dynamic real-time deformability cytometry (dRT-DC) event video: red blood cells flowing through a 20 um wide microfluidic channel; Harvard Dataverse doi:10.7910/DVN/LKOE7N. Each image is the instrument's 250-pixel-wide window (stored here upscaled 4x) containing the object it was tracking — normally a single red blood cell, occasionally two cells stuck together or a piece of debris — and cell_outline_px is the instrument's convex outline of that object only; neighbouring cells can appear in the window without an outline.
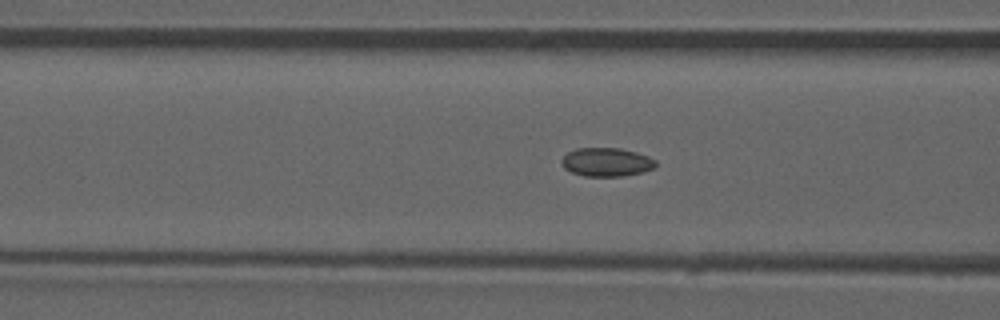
{"species": "common noctule bat (a hibernating species)", "species_latin": "Nyctalus noctula", "temperature_condition": "room temperature", "stored_images_in_passage": 48, "camera_frame_rate_fps": 3000, "um_per_image_px": 0.085, "animal": {"sex": "male", "forearm_length_mm": 52.5}, "frame": {"image": 1, "passage_image": 21, "time_ms": 6.667, "image_size_px": [1000, 320], "cell_outline_px": [[656, 168], [624, 176], [584, 176], [572, 172], [564, 168], [560, 164], [560, 160], [568, 152], [576, 148], [620, 148], [636, 152], [648, 156], [656, 160]], "centroid_in_image_um": [51.54, 13.77], "position_along_channel_um": 115.1, "area_um2": 15.78}}